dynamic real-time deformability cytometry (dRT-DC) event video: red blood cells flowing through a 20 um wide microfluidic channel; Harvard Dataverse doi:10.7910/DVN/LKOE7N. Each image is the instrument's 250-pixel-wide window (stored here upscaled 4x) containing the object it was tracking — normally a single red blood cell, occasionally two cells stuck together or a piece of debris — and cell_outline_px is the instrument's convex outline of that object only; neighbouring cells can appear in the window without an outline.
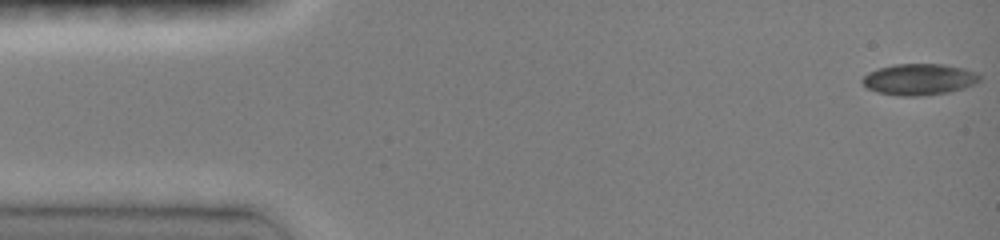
{"species": "common noctule bat (a hibernating species)", "species_latin": "Nyctalus noctula", "temperature_condition": "room temperature", "stored_images_in_passage": 50, "camera_frame_rate_fps": 3000, "um_per_image_px": 0.085, "animal": {"sex": "female", "body_mass_g": 19.0, "forearm_length_mm": 51.5}, "frame": {"image": 1, "passage_image": 1, "time_ms": 0.0, "image_size_px": [1000, 240], "cell_outline_px": [[980, 80], [976, 84], [964, 88], [948, 92], [920, 96], [900, 96], [876, 92], [868, 88], [860, 80], [868, 72], [892, 64], [944, 64], [964, 68], [976, 72], [980, 76]], "centroid_in_image_um": [78.14, 6.74], "position_along_channel_um": 6.9, "area_um2": 21.5}}
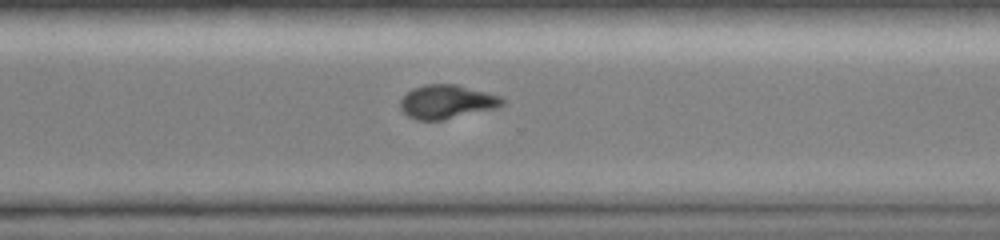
{"frame": {"image": 2, "passage_image": 36, "time_ms": 11.0, "image_size_px": [1000, 240], "cell_outline_px": [[504, 104], [496, 108], [444, 120], [416, 120], [408, 116], [400, 108], [400, 100], [412, 88], [424, 84], [456, 84], [500, 96], [504, 100]], "centroid_in_image_um": [37.96, 8.65], "position_along_channel_um": 332.6, "area_um2": 20.06}}
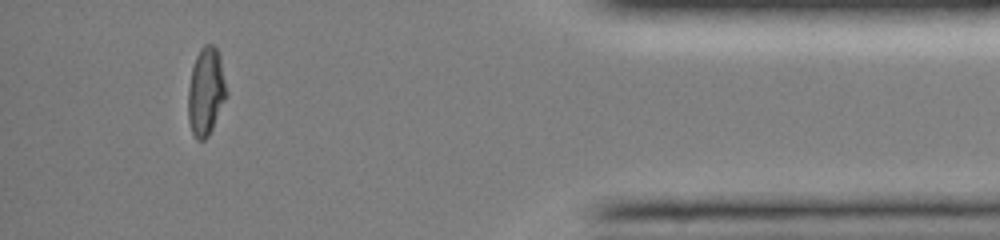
{"frame": {"image": 3, "passage_image": 46, "time_ms": 14.0, "image_size_px": [1000, 240], "cell_outline_px": [[228, 96], [208, 136], [204, 140], [196, 140], [192, 132], [188, 120], [188, 88], [192, 68], [196, 56], [200, 48], [204, 44], [212, 44], [216, 48], [220, 56], [228, 92]], "centroid_in_image_um": [17.51, 7.78], "position_along_channel_um": 417.7, "area_um2": 19.88}, "authors_computed_cell_mechanics": {"area_um2": 21.0681, "velocity_mm_per_s": 4.0624, "shape_relaxation_time_tau1_ms": 3.9623, "shape_relaxation_time_tau2_ms": null, "deformation_change_tau1": 0.149, "deformation_change_tau2": null}}